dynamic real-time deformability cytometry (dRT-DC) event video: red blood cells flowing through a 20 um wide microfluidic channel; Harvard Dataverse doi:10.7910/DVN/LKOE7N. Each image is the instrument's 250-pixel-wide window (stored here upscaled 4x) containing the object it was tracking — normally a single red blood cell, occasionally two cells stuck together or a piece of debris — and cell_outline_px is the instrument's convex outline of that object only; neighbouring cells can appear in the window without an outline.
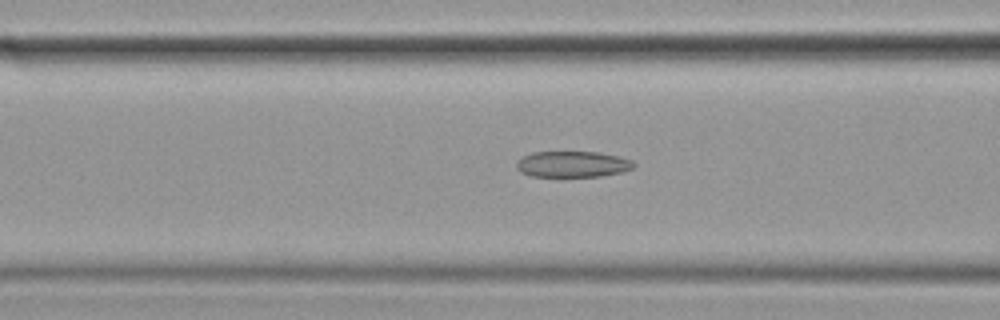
{"species": "common noctule bat (a hibernating species)", "species_latin": "Nyctalus noctula", "temperature_condition": "cold", "stored_images_in_passage": 38, "camera_frame_rate_fps": 3000, "um_per_image_px": 0.085, "animal": {"sex": "female", "body_mass_g": 19.9}, "frame": {"image": 1, "passage_image": 22, "time_ms": 7.0, "image_size_px": [1000, 320], "cell_outline_px": [[636, 164], [632, 168], [624, 172], [600, 176], [532, 176], [520, 172], [516, 168], [516, 164], [524, 156], [532, 152], [600, 152], [632, 160]], "centroid_in_image_um": [48.69, 13.96], "position_along_channel_um": 117.9, "area_um2": 17.69}}
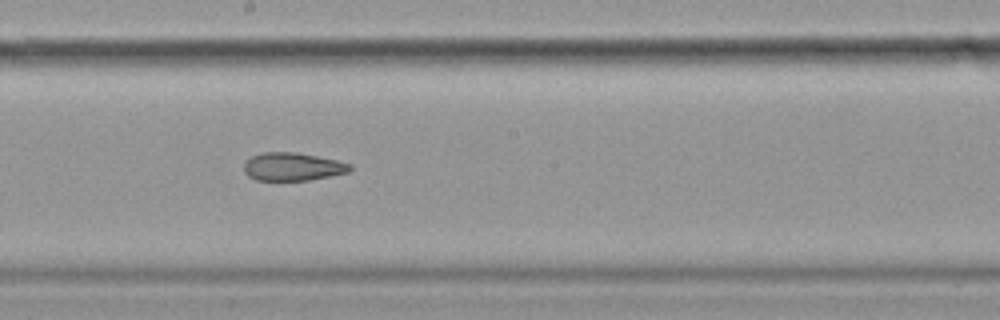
{"frame": {"image": 2, "passage_image": 31, "time_ms": 10.0, "image_size_px": [1000, 320], "cell_outline_px": [[352, 168], [348, 172], [332, 176], [308, 180], [256, 180], [248, 176], [244, 172], [244, 160], [260, 152], [292, 152], [316, 156], [336, 160], [352, 164]], "centroid_in_image_um": [24.84, 14.17], "position_along_channel_um": 223.4, "area_um2": 17.4}}
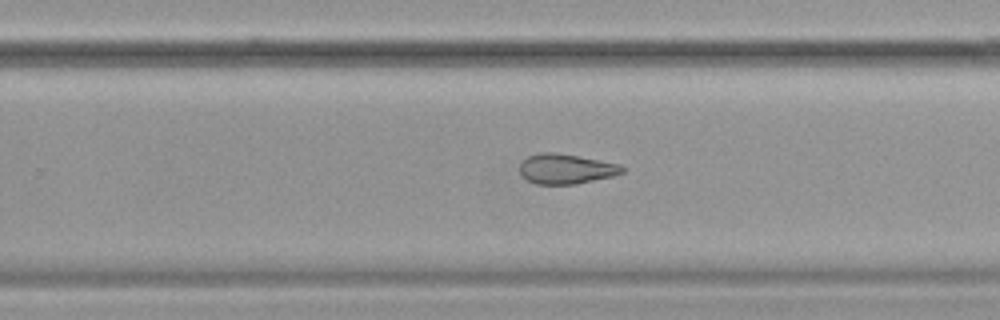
{"frame": {"image": 3, "passage_image": 36, "time_ms": 11.667, "image_size_px": [1000, 320], "cell_outline_px": [[624, 172], [612, 176], [576, 184], [536, 184], [528, 180], [520, 172], [520, 164], [528, 156], [540, 152], [556, 152], [620, 164], [624, 168]], "centroid_in_image_um": [48.11, 14.35], "position_along_channel_um": 281.7, "area_um2": 17.74}}